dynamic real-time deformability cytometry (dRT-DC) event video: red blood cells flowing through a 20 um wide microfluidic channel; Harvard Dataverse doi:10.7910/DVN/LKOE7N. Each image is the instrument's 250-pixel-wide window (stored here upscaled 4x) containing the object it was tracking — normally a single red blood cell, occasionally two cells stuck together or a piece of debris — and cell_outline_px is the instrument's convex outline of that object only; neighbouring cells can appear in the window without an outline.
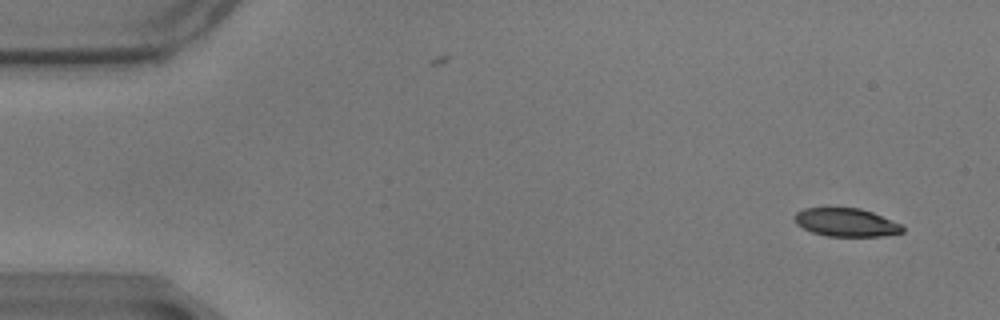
{"species": "common noctule bat (a hibernating species)", "species_latin": "Nyctalus noctula", "temperature_condition": "warm", "stored_images_in_passage": 58, "camera_frame_rate_fps": 3000, "um_per_image_px": 0.085, "animal": {"sex": "male", "body_mass_g": 17.9}, "frame": {"image": 1, "passage_image": 3, "time_ms": 0.667, "image_size_px": [1000, 320], "cell_outline_px": [[904, 232], [884, 236], [828, 236], [812, 232], [796, 224], [792, 216], [796, 212], [804, 208], [824, 204], [860, 208], [872, 212], [904, 224]], "centroid_in_image_um": [71.88, 18.84], "position_along_channel_um": 13.1, "area_um2": 18.79}}
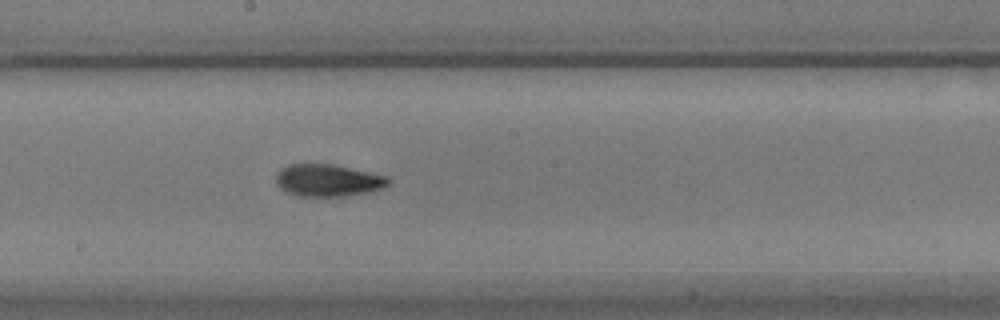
{"frame": {"image": 2, "passage_image": 31, "time_ms": 10.0, "image_size_px": [1000, 320], "cell_outline_px": [[392, 180], [388, 184], [380, 188], [368, 192], [340, 196], [296, 196], [284, 192], [276, 184], [276, 172], [280, 168], [288, 164], [332, 164], [388, 176]], "centroid_in_image_um": [27.82, 15.32], "position_along_channel_um": 220.4, "area_um2": 21.15}}
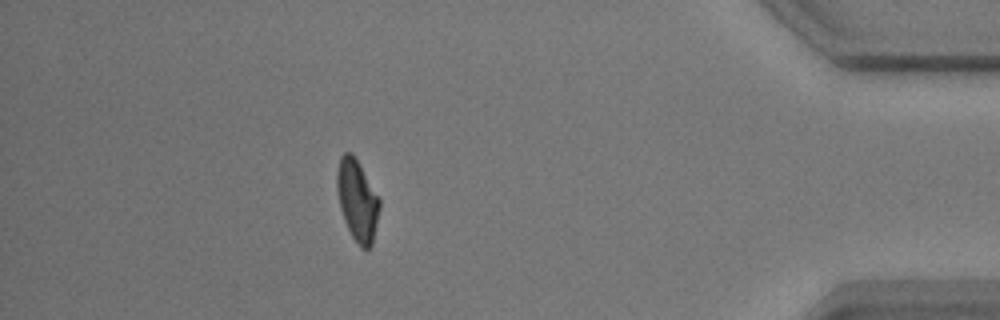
{"frame": {"image": 3, "passage_image": 51, "time_ms": 16.667, "image_size_px": [1000, 320], "cell_outline_px": [[380, 208], [372, 244], [368, 248], [360, 248], [352, 236], [344, 220], [340, 208], [336, 188], [336, 172], [340, 156], [344, 152], [352, 152], [380, 196]], "centroid_in_image_um": [30.37, 16.99], "position_along_channel_um": 404.8, "area_um2": 20.4}, "authors_computed_cell_mechanics": {"area_um2": 20.1722, "velocity_mm_per_s": 3.4607, "shape_relaxation_time_tau1_ms": 6.3751, "shape_relaxation_time_tau2_ms": 2.4476, "deformation_change_tau1": 0.1837, "deformation_change_tau2": 0.0913}}